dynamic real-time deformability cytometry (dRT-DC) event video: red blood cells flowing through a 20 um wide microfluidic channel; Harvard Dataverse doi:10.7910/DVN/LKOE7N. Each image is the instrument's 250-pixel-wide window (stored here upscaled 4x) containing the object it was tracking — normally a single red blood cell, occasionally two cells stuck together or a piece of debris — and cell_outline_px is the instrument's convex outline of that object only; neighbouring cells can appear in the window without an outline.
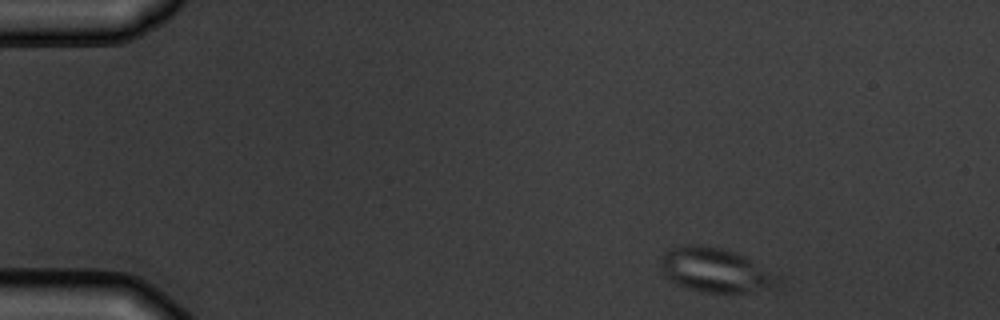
{"species": "common noctule bat (a hibernating species)", "species_latin": "Nyctalus noctula", "temperature_condition": "warm", "stored_images_in_passage": 8, "camera_frame_rate_fps": 3000, "um_per_image_px": 0.085, "animal": {"sex": "male", "body_mass_g": 19.5, "forearm_length_mm": 54.6}, "frame": {"image": 1, "passage_image": 1, "time_ms": 0.0, "image_size_px": [1000, 320], "cell_outline_px": [[772, 284], [748, 292], [704, 292], [688, 288], [676, 284], [664, 276], [660, 268], [660, 260], [664, 252], [668, 248], [688, 244], [696, 244], [720, 248], [744, 256], [764, 272], [772, 280]], "centroid_in_image_um": [60.49, 22.92], "position_along_channel_um": 24.5, "area_um2": 28.5}}